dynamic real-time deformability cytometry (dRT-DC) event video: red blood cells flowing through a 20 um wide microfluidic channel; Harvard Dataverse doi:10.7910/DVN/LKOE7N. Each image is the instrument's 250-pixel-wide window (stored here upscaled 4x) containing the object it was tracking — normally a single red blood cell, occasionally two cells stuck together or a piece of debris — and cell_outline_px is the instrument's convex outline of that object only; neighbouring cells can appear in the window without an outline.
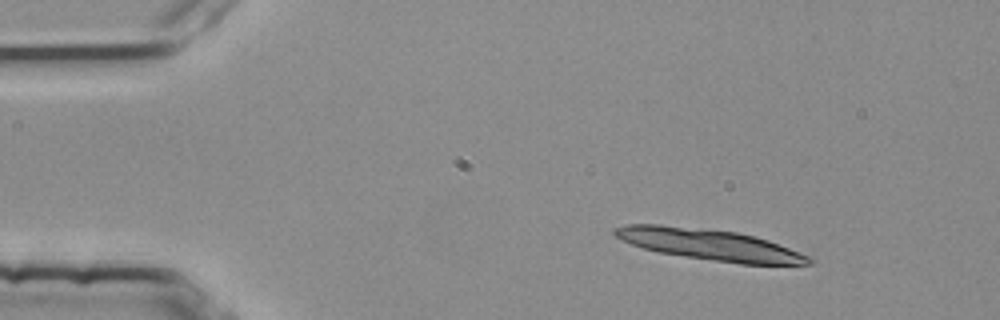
{"species": "common noctule bat (a hibernating species)", "species_latin": "Nyctalus noctula", "temperature_condition": "room temperature", "stored_images_in_passage": 2, "camera_frame_rate_fps": 3000, "um_per_image_px": 0.085, "animal": {"sex": "female", "body_mass_g": 25.1}, "frame": {"image": 1, "passage_image": 1, "time_ms": 0.0, "image_size_px": [1000, 320], "cell_outline_px": [[812, 264], [740, 264], [684, 256], [660, 252], [644, 248], [620, 240], [612, 232], [612, 228], [624, 224], [660, 224], [736, 232], [756, 236], [768, 240], [800, 252], [808, 256], [812, 260]], "centroid_in_image_um": [60.27, 20.78], "position_along_channel_um": 24.7, "area_um2": 34.91}}